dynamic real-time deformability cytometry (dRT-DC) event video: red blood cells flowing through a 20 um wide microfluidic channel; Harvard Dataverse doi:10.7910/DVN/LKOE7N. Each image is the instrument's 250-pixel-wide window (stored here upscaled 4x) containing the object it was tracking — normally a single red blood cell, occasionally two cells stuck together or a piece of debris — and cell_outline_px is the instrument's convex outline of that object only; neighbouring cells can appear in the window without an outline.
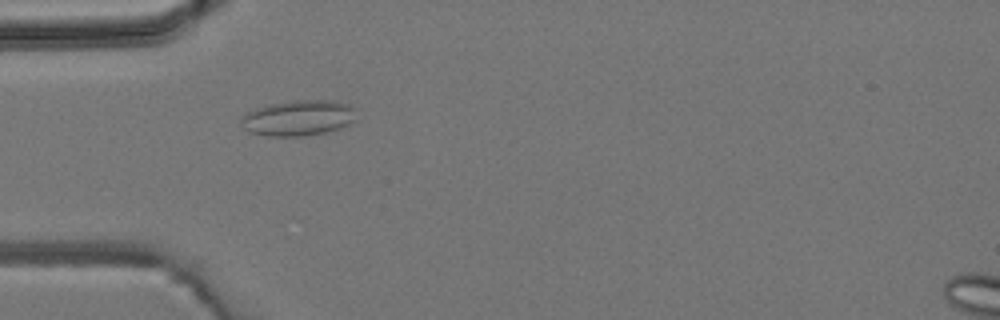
{"species": "common noctule bat (a hibernating species)", "species_latin": "Nyctalus noctula", "temperature_condition": "room temperature", "stored_images_in_passage": 4, "camera_frame_rate_fps": 3000, "um_per_image_px": 0.085, "animal": {"sex": "male", "body_mass_g": 19.2, "forearm_length_mm": 51.8}, "frame": {"image": 1, "passage_image": 2, "time_ms": 1.333, "image_size_px": [1000, 320], "cell_outline_px": [[356, 120], [340, 128], [324, 132], [304, 136], [268, 136], [248, 132], [244, 128], [240, 120], [240, 116], [244, 112], [268, 104], [288, 100], [332, 100], [348, 104], [356, 108]], "centroid_in_image_um": [25.34, 10.01], "position_along_channel_um": 59.7, "area_um2": 24.33}}
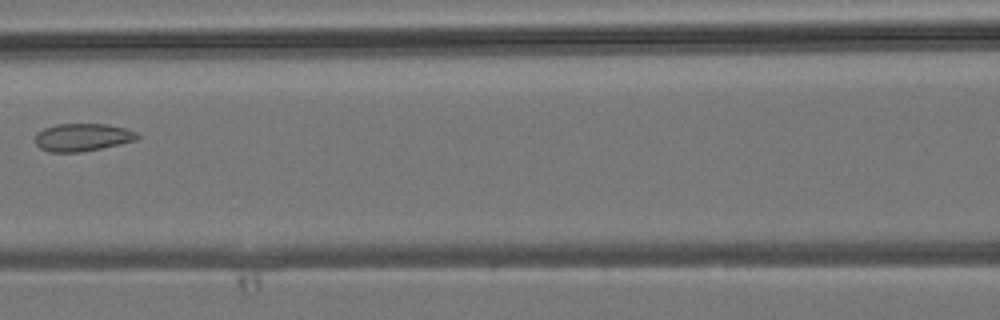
{"frame": {"image": 2, "passage_image": 4, "time_ms": 3.667, "image_size_px": [1000, 320], "cell_outline_px": [[140, 136], [136, 140], [120, 144], [80, 152], [48, 152], [40, 148], [36, 144], [36, 132], [44, 128], [56, 124], [108, 124], [128, 128], [136, 132]], "centroid_in_image_um": [7.02, 11.66], "position_along_channel_um": 159.6, "area_um2": 16.59}}